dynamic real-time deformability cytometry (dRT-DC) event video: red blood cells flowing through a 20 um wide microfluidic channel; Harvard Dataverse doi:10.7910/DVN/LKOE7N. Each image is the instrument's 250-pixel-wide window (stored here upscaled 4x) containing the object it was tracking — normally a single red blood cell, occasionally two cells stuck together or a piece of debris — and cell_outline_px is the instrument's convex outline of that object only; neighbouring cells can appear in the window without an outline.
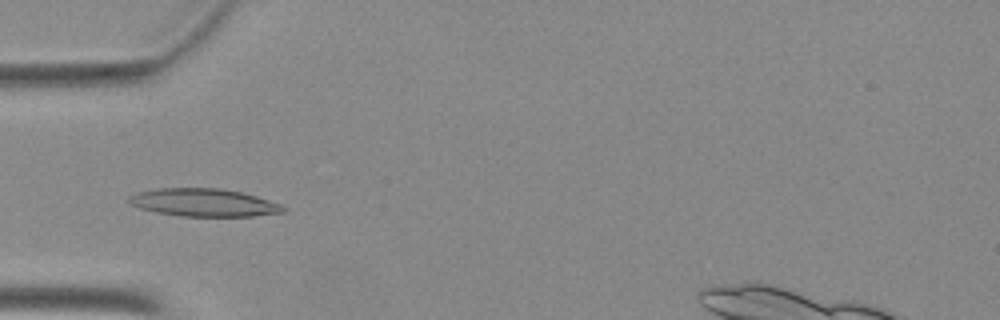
{"species": "Egyptian fruit bat (a non-hibernating species)", "species_latin": "Rousettus aegyptiacus", "temperature_condition": "warm", "stored_images_in_passage": 43, "camera_frame_rate_fps": 3000, "um_per_image_px": 0.085, "animal": {"sex": "female"}, "frame": {"image": 1, "passage_image": 10, "time_ms": 3.0, "image_size_px": [1000, 320], "cell_outline_px": [[284, 212], [256, 216], [180, 216], [156, 212], [140, 208], [128, 204], [124, 200], [128, 196], [136, 192], [156, 188], [220, 188], [240, 192], [256, 196], [280, 204], [284, 208]], "centroid_in_image_um": [17.23, 17.21], "position_along_channel_um": 67.8, "area_um2": 25.14}}
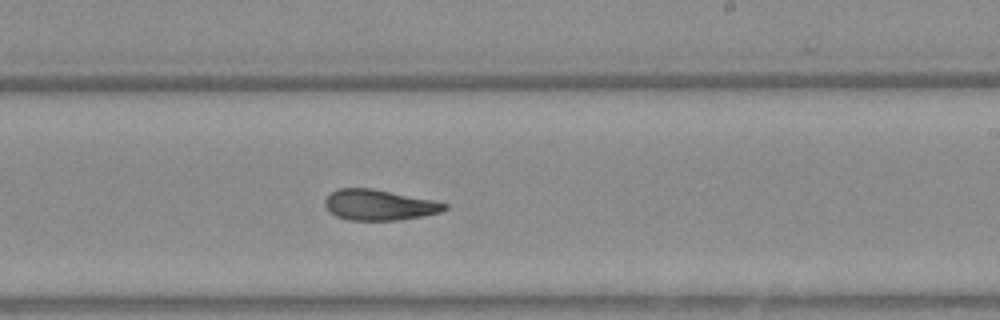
{"frame": {"image": 2, "passage_image": 24, "time_ms": 7.667, "image_size_px": [1000, 320], "cell_outline_px": [[448, 208], [440, 212], [424, 216], [396, 220], [348, 220], [336, 216], [328, 212], [324, 204], [324, 200], [336, 188], [372, 188], [432, 200], [448, 204]], "centroid_in_image_um": [32.19, 17.42], "position_along_channel_um": 256.8, "area_um2": 21.39}}
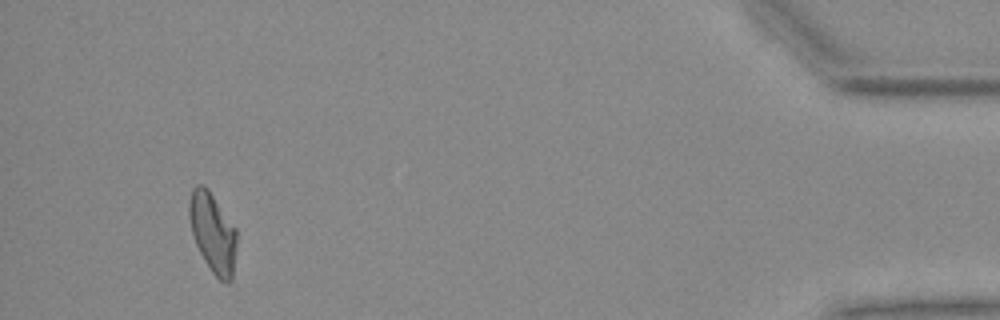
{"frame": {"image": 3, "passage_image": 41, "time_ms": 13.333, "image_size_px": [1000, 320], "cell_outline_px": [[236, 244], [232, 280], [228, 284], [220, 280], [212, 272], [204, 260], [196, 244], [192, 232], [188, 216], [188, 200], [192, 188], [196, 184], [204, 184], [208, 188], [236, 228]], "centroid_in_image_um": [18.07, 19.74], "position_along_channel_um": 417.1, "area_um2": 22.2}}